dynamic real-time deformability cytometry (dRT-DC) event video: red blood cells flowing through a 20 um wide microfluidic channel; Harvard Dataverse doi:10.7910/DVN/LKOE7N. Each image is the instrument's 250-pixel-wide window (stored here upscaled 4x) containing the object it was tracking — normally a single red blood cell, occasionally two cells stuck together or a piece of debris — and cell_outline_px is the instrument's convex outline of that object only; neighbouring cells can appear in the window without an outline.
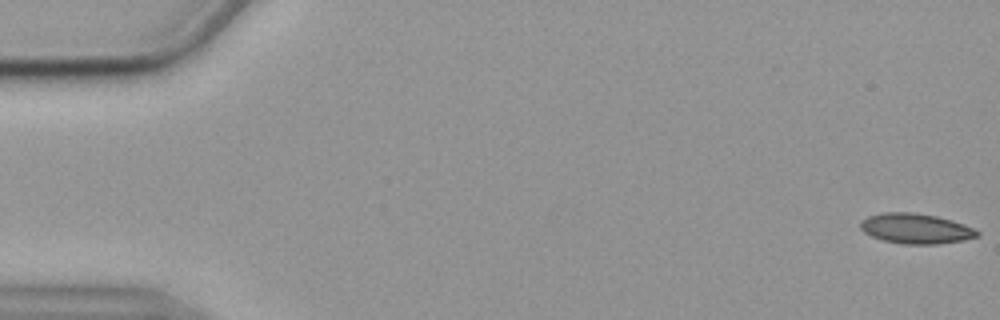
{"species": "common noctule bat (a hibernating species)", "species_latin": "Nyctalus noctula", "temperature_condition": "cold", "stored_images_in_passage": 56, "camera_frame_rate_fps": 3000, "um_per_image_px": 0.085, "animal": {"sex": "female", "body_mass_g": 19.9}, "frame": {"image": 1, "passage_image": 1, "time_ms": 0.0, "image_size_px": [1000, 320], "cell_outline_px": [[980, 236], [964, 240], [936, 244], [904, 244], [884, 240], [872, 236], [864, 232], [860, 228], [860, 220], [868, 216], [884, 212], [916, 212], [936, 216], [952, 220], [964, 224], [980, 232]], "centroid_in_image_um": [77.84, 19.42], "position_along_channel_um": 7.2, "area_um2": 20.58}}
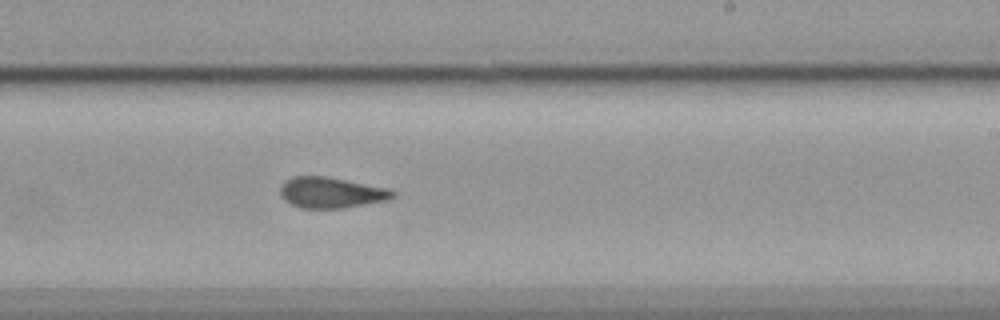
{"frame": {"image": 2, "passage_image": 34, "time_ms": 11.0, "image_size_px": [1000, 320], "cell_outline_px": [[396, 196], [388, 200], [344, 208], [300, 208], [284, 200], [280, 196], [280, 184], [284, 180], [292, 176], [324, 176], [392, 188], [396, 192]], "centroid_in_image_um": [28.16, 16.36], "position_along_channel_um": 260.8, "area_um2": 20.58}}
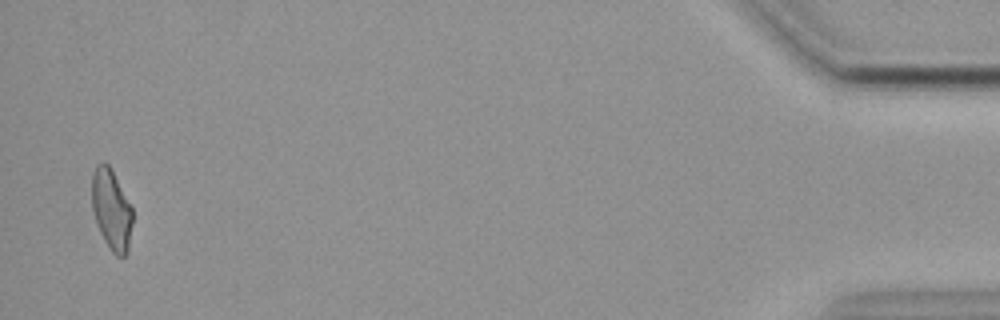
{"frame": {"image": 3, "passage_image": 55, "time_ms": 18.0, "image_size_px": [1000, 320], "cell_outline_px": [[132, 224], [128, 252], [124, 256], [116, 256], [112, 252], [104, 240], [100, 232], [92, 208], [92, 172], [96, 164], [104, 160], [112, 168], [132, 208]], "centroid_in_image_um": [9.47, 17.78], "position_along_channel_um": 425.7, "area_um2": 19.25}, "authors_computed_cell_mechanics": {"area_um2": 20.4901, "velocity_mm_per_s": 3.5893, "shape_relaxation_time_tau1_ms": null, "shape_relaxation_time_tau2_ms": 2.3794, "deformation_change_tau1": null, "deformation_change_tau2": 0.0795}}